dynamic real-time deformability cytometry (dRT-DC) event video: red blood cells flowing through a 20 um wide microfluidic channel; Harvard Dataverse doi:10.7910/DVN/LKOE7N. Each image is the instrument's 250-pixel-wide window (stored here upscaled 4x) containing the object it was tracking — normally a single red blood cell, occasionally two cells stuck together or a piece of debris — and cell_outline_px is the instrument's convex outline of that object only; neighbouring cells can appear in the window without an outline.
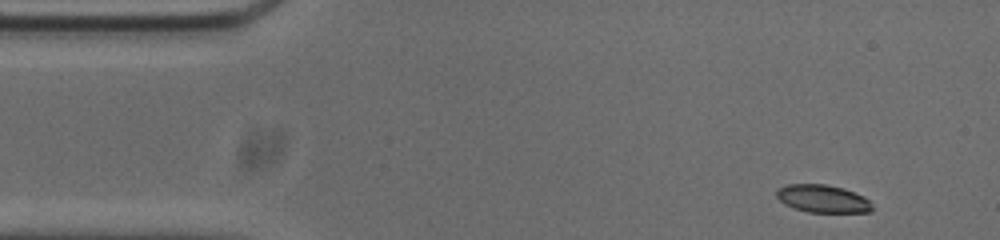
{"species": "common noctule bat (a hibernating species)", "species_latin": "Nyctalus noctula", "temperature_condition": "cold", "stored_images_in_passage": 50, "camera_frame_rate_fps": 3000, "um_per_image_px": 0.085, "animal": {"sex": "male", "body_mass_g": 20.0, "forearm_length_mm": 53.3}, "frame": {"image": 1, "passage_image": 1, "time_ms": 0.0, "image_size_px": [1000, 240], "cell_outline_px": [[872, 212], [808, 212], [784, 204], [776, 196], [776, 192], [780, 188], [788, 184], [824, 184], [844, 188], [864, 196], [872, 204]], "centroid_in_image_um": [69.95, 16.89], "position_along_channel_um": 15.0, "area_um2": 15.37}}
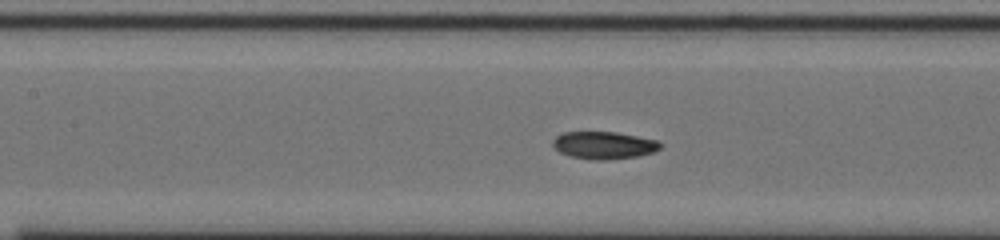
{"frame": {"image": 2, "passage_image": 19, "time_ms": 6.0, "image_size_px": [1000, 240], "cell_outline_px": [[660, 148], [656, 152], [636, 156], [608, 160], [596, 160], [568, 156], [560, 152], [552, 144], [552, 140], [560, 132], [616, 132], [660, 140]], "centroid_in_image_um": [51.33, 12.34], "position_along_channel_um": 156.1, "area_um2": 17.34}}
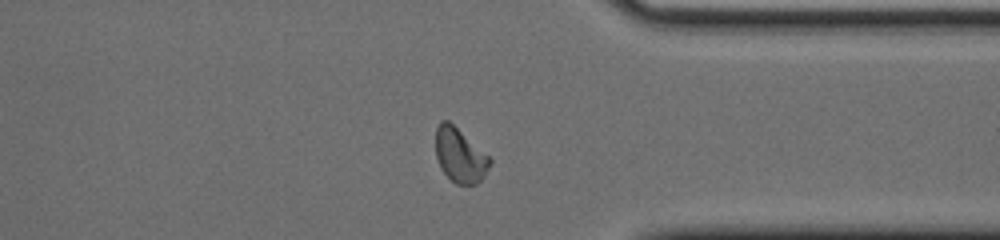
{"frame": {"image": 3, "passage_image": 37, "time_ms": 12.0, "image_size_px": [1000, 240], "cell_outline_px": [[492, 160], [484, 176], [476, 184], [456, 184], [440, 168], [436, 156], [436, 128], [440, 120], [448, 120], [488, 156]], "centroid_in_image_um": [39.07, 13.2], "position_along_channel_um": 372.3, "area_um2": 16.76}, "authors_computed_cell_mechanics": {"area_um2": 17.1955, "velocity_mm_per_s": 3.7383, "shape_relaxation_time_tau1_ms": 4.1564, "shape_relaxation_time_tau2_ms": 3.2926, "deformation_change_tau1": 0.1385, "deformation_change_tau2": 0.0601}}